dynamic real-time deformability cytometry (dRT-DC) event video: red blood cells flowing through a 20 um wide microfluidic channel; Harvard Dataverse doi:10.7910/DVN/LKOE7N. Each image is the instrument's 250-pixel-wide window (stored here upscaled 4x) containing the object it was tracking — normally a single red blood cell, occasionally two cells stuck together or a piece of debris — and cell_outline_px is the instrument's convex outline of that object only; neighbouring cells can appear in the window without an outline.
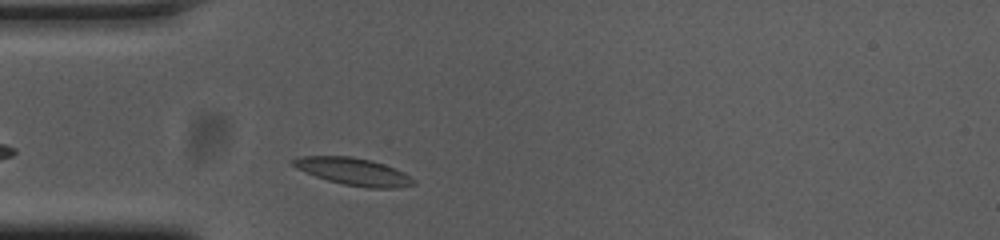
{"species": "common noctule bat (a hibernating species)", "species_latin": "Nyctalus noctula", "temperature_condition": "cold", "stored_images_in_passage": 30, "camera_frame_rate_fps": 3000, "um_per_image_px": 0.085, "animal": {"sex": "female", "body_mass_g": 23.0, "forearm_length_mm": 53.4}, "frame": {"image": 1, "passage_image": 3, "time_ms": 0.667, "image_size_px": [1000, 240], "cell_outline_px": [[416, 184], [396, 188], [368, 188], [344, 184], [328, 180], [316, 176], [296, 168], [292, 164], [292, 160], [304, 156], [352, 156], [384, 164], [396, 168], [404, 172], [416, 180]], "centroid_in_image_um": [30.1, 14.59], "position_along_channel_um": 54.9, "area_um2": 19.02}}
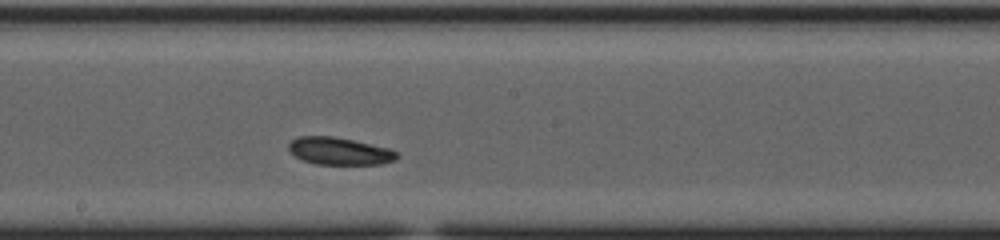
{"frame": {"image": 2, "passage_image": 17, "time_ms": 5.333, "image_size_px": [1000, 240], "cell_outline_px": [[400, 156], [396, 160], [384, 164], [316, 164], [304, 160], [288, 152], [288, 144], [292, 140], [300, 136], [332, 136], [352, 140], [388, 148], [396, 152]], "centroid_in_image_um": [28.85, 12.85], "position_along_channel_um": 219.3, "area_um2": 17.22}}
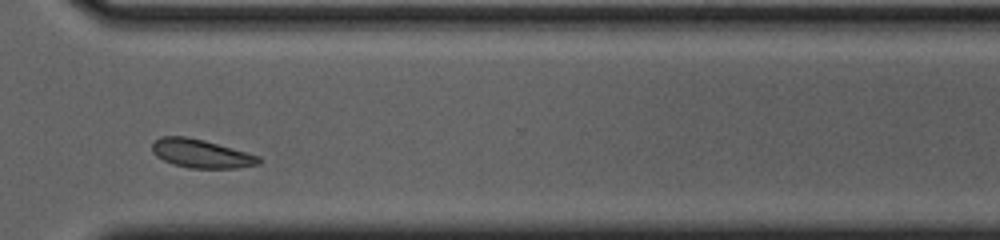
{"frame": {"image": 3, "passage_image": 28, "time_ms": 9.0, "image_size_px": [1000, 240], "cell_outline_px": [[264, 160], [260, 164], [236, 168], [192, 168], [172, 164], [156, 156], [152, 152], [152, 144], [160, 136], [184, 136], [204, 140], [260, 156]], "centroid_in_image_um": [17.11, 13.06], "position_along_channel_um": 353.5, "area_um2": 17.74}, "authors_computed_cell_mechanics": {"area_um2": 17.7446, "velocity_mm_per_s": 3.6422, "shape_relaxation_time_tau1_ms": 3.9002, "shape_relaxation_time_tau2_ms": 3.1582, "deformation_change_tau1": 0.0684, "deformation_change_tau2": 0.0771}}